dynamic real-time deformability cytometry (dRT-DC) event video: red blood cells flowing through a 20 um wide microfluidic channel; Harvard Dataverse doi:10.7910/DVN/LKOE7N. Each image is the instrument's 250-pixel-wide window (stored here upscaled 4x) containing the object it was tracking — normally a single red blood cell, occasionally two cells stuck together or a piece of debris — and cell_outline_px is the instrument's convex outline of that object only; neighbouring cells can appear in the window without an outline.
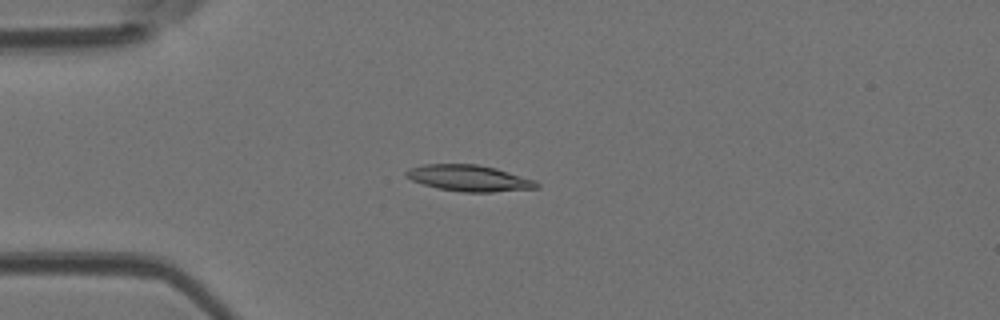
{"species": "Egyptian fruit bat (a non-hibernating species)", "species_latin": "Rousettus aegyptiacus", "temperature_condition": "room temperature", "stored_images_in_passage": 3, "camera_frame_rate_fps": 3000, "um_per_image_px": 0.085, "animal": {"sex": "female"}, "frame": {"image": 1, "passage_image": 3, "time_ms": 0.667, "image_size_px": [1000, 320], "cell_outline_px": [[540, 188], [492, 192], [464, 192], [436, 188], [412, 180], [404, 176], [404, 172], [408, 168], [424, 164], [476, 164], [496, 168], [536, 180], [540, 184]], "centroid_in_image_um": [39.88, 15.14], "position_along_channel_um": 45.1, "area_um2": 20.11}}